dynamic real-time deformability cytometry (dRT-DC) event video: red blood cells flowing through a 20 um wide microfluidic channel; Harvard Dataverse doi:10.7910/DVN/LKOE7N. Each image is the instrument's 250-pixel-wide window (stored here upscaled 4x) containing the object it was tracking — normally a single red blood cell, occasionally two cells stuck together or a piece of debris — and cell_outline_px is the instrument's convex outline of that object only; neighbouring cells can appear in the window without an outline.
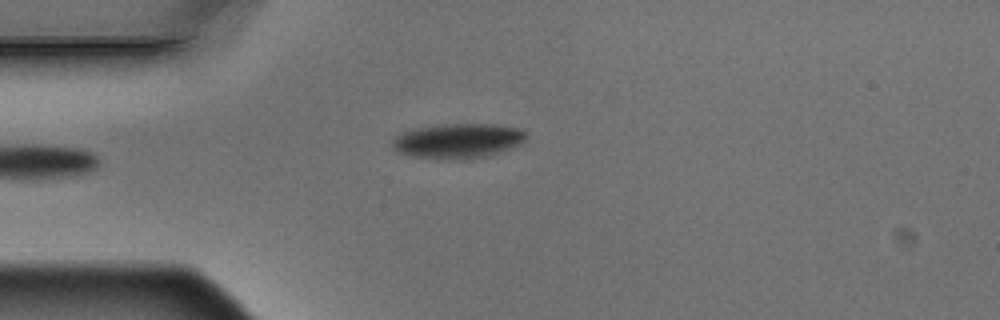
{"species": "Egyptian fruit bat (a non-hibernating species)", "species_latin": "Rousettus aegyptiacus", "temperature_condition": "warm", "stored_images_in_passage": 4, "camera_frame_rate_fps": 3000, "um_per_image_px": 0.085, "animal": {"sex": "male"}, "frame": {"image": 1, "passage_image": 4, "time_ms": 1.0, "image_size_px": [1000, 320], "cell_outline_px": [[528, 136], [520, 144], [512, 148], [488, 156], [464, 160], [448, 160], [412, 156], [396, 152], [392, 148], [392, 140], [396, 136], [404, 132], [416, 128], [444, 124], [488, 124], [520, 128]], "centroid_in_image_um": [38.92, 11.99], "position_along_channel_um": 46.1, "area_um2": 27.34}}